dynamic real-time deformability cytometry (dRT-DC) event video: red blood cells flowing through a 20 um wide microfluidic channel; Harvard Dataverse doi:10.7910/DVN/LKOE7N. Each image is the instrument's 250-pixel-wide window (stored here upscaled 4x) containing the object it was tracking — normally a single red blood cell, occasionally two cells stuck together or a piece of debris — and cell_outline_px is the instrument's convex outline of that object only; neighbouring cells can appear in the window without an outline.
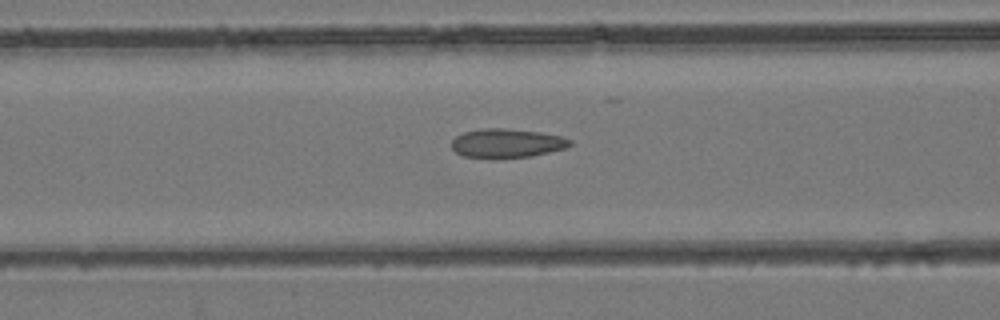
{"species": "common noctule bat (a hibernating species)", "species_latin": "Nyctalus noctula", "temperature_condition": "room temperature", "stored_images_in_passage": 48, "camera_frame_rate_fps": 3000, "um_per_image_px": 0.085, "animal": {"sex": "female", "body_mass_g": 24.6, "forearm_length_mm": 56.2}, "frame": {"image": 1, "passage_image": 20, "time_ms": 6.333, "image_size_px": [1000, 320], "cell_outline_px": [[572, 144], [564, 148], [532, 156], [464, 156], [456, 152], [452, 148], [452, 140], [456, 136], [464, 132], [480, 128], [504, 128], [540, 132], [560, 136], [572, 140]], "centroid_in_image_um": [43.09, 12.13], "position_along_channel_um": 123.5, "area_um2": 19.36}}
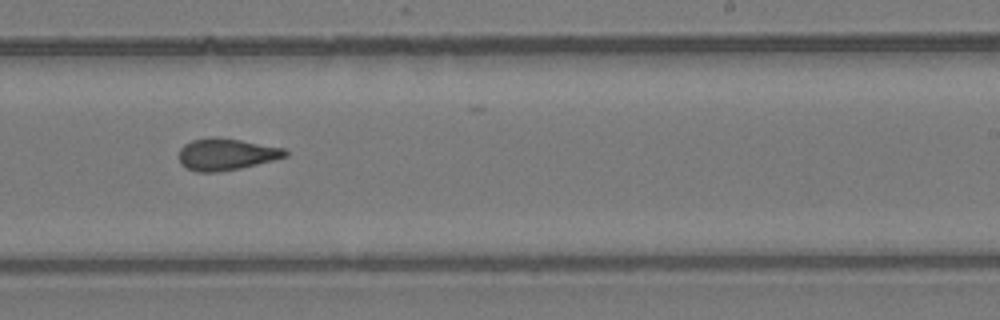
{"frame": {"image": 2, "passage_image": 30, "time_ms": 9.667, "image_size_px": [1000, 320], "cell_outline_px": [[288, 156], [240, 168], [216, 172], [196, 172], [180, 164], [180, 148], [184, 144], [192, 140], [212, 136], [240, 140], [284, 148], [288, 152]], "centroid_in_image_um": [19.21, 13.11], "position_along_channel_um": 269.8, "area_um2": 19.54}}
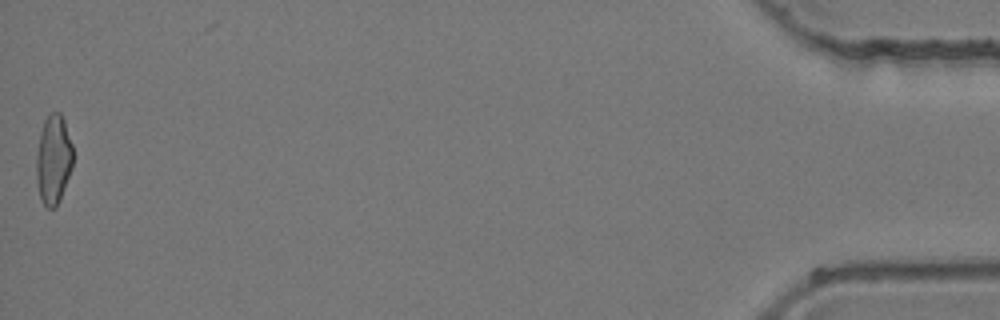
{"frame": {"image": 3, "passage_image": 48, "time_ms": 15.667, "image_size_px": [1000, 320], "cell_outline_px": [[72, 168], [60, 200], [56, 208], [48, 208], [44, 204], [40, 196], [36, 180], [36, 156], [40, 132], [44, 120], [52, 112], [60, 112], [64, 120], [72, 144]], "centroid_in_image_um": [4.54, 13.57], "position_along_channel_um": 430.7, "area_um2": 19.07}}